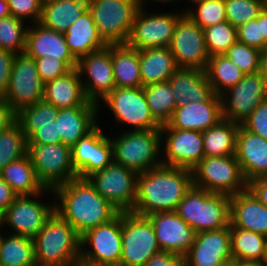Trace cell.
Wrapping results in <instances>:
<instances>
[{"label": "cell", "mask_w": 267, "mask_h": 266, "mask_svg": "<svg viewBox=\"0 0 267 266\" xmlns=\"http://www.w3.org/2000/svg\"><path fill=\"white\" fill-rule=\"evenodd\" d=\"M185 11L202 29L226 21L224 0H202ZM194 9V10H193Z\"/></svg>", "instance_id": "f6af8a7d"}, {"label": "cell", "mask_w": 267, "mask_h": 266, "mask_svg": "<svg viewBox=\"0 0 267 266\" xmlns=\"http://www.w3.org/2000/svg\"><path fill=\"white\" fill-rule=\"evenodd\" d=\"M32 26L28 27L25 49L29 57L36 59L49 56L61 59L70 69L77 67V59L69 51L63 33L49 29L39 22Z\"/></svg>", "instance_id": "d4e9b609"}, {"label": "cell", "mask_w": 267, "mask_h": 266, "mask_svg": "<svg viewBox=\"0 0 267 266\" xmlns=\"http://www.w3.org/2000/svg\"><path fill=\"white\" fill-rule=\"evenodd\" d=\"M261 36H264V41L267 44V5L261 11Z\"/></svg>", "instance_id": "91938a15"}, {"label": "cell", "mask_w": 267, "mask_h": 266, "mask_svg": "<svg viewBox=\"0 0 267 266\" xmlns=\"http://www.w3.org/2000/svg\"><path fill=\"white\" fill-rule=\"evenodd\" d=\"M29 266H43V265H41V264H39V263H37V262H34L33 264H31V265H29Z\"/></svg>", "instance_id": "003e7915"}, {"label": "cell", "mask_w": 267, "mask_h": 266, "mask_svg": "<svg viewBox=\"0 0 267 266\" xmlns=\"http://www.w3.org/2000/svg\"><path fill=\"white\" fill-rule=\"evenodd\" d=\"M230 260V226L196 233L195 241L184 256L185 266H221Z\"/></svg>", "instance_id": "603a6c76"}, {"label": "cell", "mask_w": 267, "mask_h": 266, "mask_svg": "<svg viewBox=\"0 0 267 266\" xmlns=\"http://www.w3.org/2000/svg\"><path fill=\"white\" fill-rule=\"evenodd\" d=\"M101 102L112 111L117 125L118 123L128 125L132 131L161 128V125L150 113L143 87H115L100 101L98 110L101 109Z\"/></svg>", "instance_id": "8fae6325"}, {"label": "cell", "mask_w": 267, "mask_h": 266, "mask_svg": "<svg viewBox=\"0 0 267 266\" xmlns=\"http://www.w3.org/2000/svg\"><path fill=\"white\" fill-rule=\"evenodd\" d=\"M59 109L44 100L22 108L17 112L16 121L20 124L24 135L28 139L37 129V125L51 124L57 119Z\"/></svg>", "instance_id": "60d3db41"}, {"label": "cell", "mask_w": 267, "mask_h": 266, "mask_svg": "<svg viewBox=\"0 0 267 266\" xmlns=\"http://www.w3.org/2000/svg\"><path fill=\"white\" fill-rule=\"evenodd\" d=\"M43 100L58 109L73 107H98L87 100L77 68L44 84Z\"/></svg>", "instance_id": "4316f807"}, {"label": "cell", "mask_w": 267, "mask_h": 266, "mask_svg": "<svg viewBox=\"0 0 267 266\" xmlns=\"http://www.w3.org/2000/svg\"><path fill=\"white\" fill-rule=\"evenodd\" d=\"M161 128L155 130H129L110 140L114 162L137 174L162 165ZM160 153V154H159Z\"/></svg>", "instance_id": "5b68a950"}, {"label": "cell", "mask_w": 267, "mask_h": 266, "mask_svg": "<svg viewBox=\"0 0 267 266\" xmlns=\"http://www.w3.org/2000/svg\"><path fill=\"white\" fill-rule=\"evenodd\" d=\"M152 223L161 251L184 257L195 241L196 232L175 211L151 213Z\"/></svg>", "instance_id": "7402d4cb"}, {"label": "cell", "mask_w": 267, "mask_h": 266, "mask_svg": "<svg viewBox=\"0 0 267 266\" xmlns=\"http://www.w3.org/2000/svg\"><path fill=\"white\" fill-rule=\"evenodd\" d=\"M86 10L88 3L78 0H43L39 23L64 34Z\"/></svg>", "instance_id": "1f68e13d"}, {"label": "cell", "mask_w": 267, "mask_h": 266, "mask_svg": "<svg viewBox=\"0 0 267 266\" xmlns=\"http://www.w3.org/2000/svg\"><path fill=\"white\" fill-rule=\"evenodd\" d=\"M112 68L116 87H143L139 50L127 44H112Z\"/></svg>", "instance_id": "d6a6232c"}, {"label": "cell", "mask_w": 267, "mask_h": 266, "mask_svg": "<svg viewBox=\"0 0 267 266\" xmlns=\"http://www.w3.org/2000/svg\"><path fill=\"white\" fill-rule=\"evenodd\" d=\"M241 125L267 140V99L262 101Z\"/></svg>", "instance_id": "f907efd6"}, {"label": "cell", "mask_w": 267, "mask_h": 266, "mask_svg": "<svg viewBox=\"0 0 267 266\" xmlns=\"http://www.w3.org/2000/svg\"><path fill=\"white\" fill-rule=\"evenodd\" d=\"M226 21L234 27L258 18L266 0H224Z\"/></svg>", "instance_id": "ee69618b"}, {"label": "cell", "mask_w": 267, "mask_h": 266, "mask_svg": "<svg viewBox=\"0 0 267 266\" xmlns=\"http://www.w3.org/2000/svg\"><path fill=\"white\" fill-rule=\"evenodd\" d=\"M149 110L160 124H166L172 117L177 103L169 81L149 84L143 87Z\"/></svg>", "instance_id": "f35d334b"}, {"label": "cell", "mask_w": 267, "mask_h": 266, "mask_svg": "<svg viewBox=\"0 0 267 266\" xmlns=\"http://www.w3.org/2000/svg\"><path fill=\"white\" fill-rule=\"evenodd\" d=\"M190 1V0H189ZM199 1H202V0H191V2L194 4L196 2H199Z\"/></svg>", "instance_id": "89a4df30"}, {"label": "cell", "mask_w": 267, "mask_h": 266, "mask_svg": "<svg viewBox=\"0 0 267 266\" xmlns=\"http://www.w3.org/2000/svg\"><path fill=\"white\" fill-rule=\"evenodd\" d=\"M161 136V148L164 149L161 151L165 153L161 158L163 165L192 170L205 157L200 131L161 129Z\"/></svg>", "instance_id": "ffe728a7"}, {"label": "cell", "mask_w": 267, "mask_h": 266, "mask_svg": "<svg viewBox=\"0 0 267 266\" xmlns=\"http://www.w3.org/2000/svg\"><path fill=\"white\" fill-rule=\"evenodd\" d=\"M236 266H265V263L259 261L236 259Z\"/></svg>", "instance_id": "6125c7cd"}, {"label": "cell", "mask_w": 267, "mask_h": 266, "mask_svg": "<svg viewBox=\"0 0 267 266\" xmlns=\"http://www.w3.org/2000/svg\"><path fill=\"white\" fill-rule=\"evenodd\" d=\"M232 259L259 261L267 257V237L241 228H230Z\"/></svg>", "instance_id": "d590c367"}, {"label": "cell", "mask_w": 267, "mask_h": 266, "mask_svg": "<svg viewBox=\"0 0 267 266\" xmlns=\"http://www.w3.org/2000/svg\"><path fill=\"white\" fill-rule=\"evenodd\" d=\"M35 63L40 79L44 84L71 70L61 59H54L49 56L36 58Z\"/></svg>", "instance_id": "681fc988"}, {"label": "cell", "mask_w": 267, "mask_h": 266, "mask_svg": "<svg viewBox=\"0 0 267 266\" xmlns=\"http://www.w3.org/2000/svg\"><path fill=\"white\" fill-rule=\"evenodd\" d=\"M28 155L37 180L46 189L54 190L78 177L72 166L71 148L63 143L28 142Z\"/></svg>", "instance_id": "ba28073f"}, {"label": "cell", "mask_w": 267, "mask_h": 266, "mask_svg": "<svg viewBox=\"0 0 267 266\" xmlns=\"http://www.w3.org/2000/svg\"><path fill=\"white\" fill-rule=\"evenodd\" d=\"M185 13L181 12H148L140 8L135 16L127 45L137 50L157 47H169L172 41L175 25Z\"/></svg>", "instance_id": "4fadbf2b"}, {"label": "cell", "mask_w": 267, "mask_h": 266, "mask_svg": "<svg viewBox=\"0 0 267 266\" xmlns=\"http://www.w3.org/2000/svg\"><path fill=\"white\" fill-rule=\"evenodd\" d=\"M98 111V107L59 109L55 122L61 142L72 148L81 138L90 133L99 125Z\"/></svg>", "instance_id": "83f0119b"}, {"label": "cell", "mask_w": 267, "mask_h": 266, "mask_svg": "<svg viewBox=\"0 0 267 266\" xmlns=\"http://www.w3.org/2000/svg\"><path fill=\"white\" fill-rule=\"evenodd\" d=\"M64 36L69 51L77 60L108 45L100 36L89 10L67 28Z\"/></svg>", "instance_id": "f546056e"}, {"label": "cell", "mask_w": 267, "mask_h": 266, "mask_svg": "<svg viewBox=\"0 0 267 266\" xmlns=\"http://www.w3.org/2000/svg\"><path fill=\"white\" fill-rule=\"evenodd\" d=\"M230 198L192 185L175 212L196 233L222 229L230 226Z\"/></svg>", "instance_id": "277c9868"}, {"label": "cell", "mask_w": 267, "mask_h": 266, "mask_svg": "<svg viewBox=\"0 0 267 266\" xmlns=\"http://www.w3.org/2000/svg\"><path fill=\"white\" fill-rule=\"evenodd\" d=\"M205 73L213 93L217 95L235 86L245 76V73L225 55L211 56Z\"/></svg>", "instance_id": "8d00e7d4"}, {"label": "cell", "mask_w": 267, "mask_h": 266, "mask_svg": "<svg viewBox=\"0 0 267 266\" xmlns=\"http://www.w3.org/2000/svg\"><path fill=\"white\" fill-rule=\"evenodd\" d=\"M98 125L72 148V166L77 176L87 179L114 162L113 146Z\"/></svg>", "instance_id": "d6986e66"}, {"label": "cell", "mask_w": 267, "mask_h": 266, "mask_svg": "<svg viewBox=\"0 0 267 266\" xmlns=\"http://www.w3.org/2000/svg\"><path fill=\"white\" fill-rule=\"evenodd\" d=\"M23 20L8 15L0 19V49L14 54L24 53L26 49L28 26Z\"/></svg>", "instance_id": "b9f144b4"}, {"label": "cell", "mask_w": 267, "mask_h": 266, "mask_svg": "<svg viewBox=\"0 0 267 266\" xmlns=\"http://www.w3.org/2000/svg\"><path fill=\"white\" fill-rule=\"evenodd\" d=\"M14 57L13 52L0 49V97H3L7 91Z\"/></svg>", "instance_id": "f5cc1de1"}, {"label": "cell", "mask_w": 267, "mask_h": 266, "mask_svg": "<svg viewBox=\"0 0 267 266\" xmlns=\"http://www.w3.org/2000/svg\"><path fill=\"white\" fill-rule=\"evenodd\" d=\"M193 185L192 170L160 165L137 176V196L132 210L139 216L176 211Z\"/></svg>", "instance_id": "7a4b0ae2"}, {"label": "cell", "mask_w": 267, "mask_h": 266, "mask_svg": "<svg viewBox=\"0 0 267 266\" xmlns=\"http://www.w3.org/2000/svg\"><path fill=\"white\" fill-rule=\"evenodd\" d=\"M35 262L33 238L2 234L0 247L1 266H29Z\"/></svg>", "instance_id": "74e56055"}, {"label": "cell", "mask_w": 267, "mask_h": 266, "mask_svg": "<svg viewBox=\"0 0 267 266\" xmlns=\"http://www.w3.org/2000/svg\"><path fill=\"white\" fill-rule=\"evenodd\" d=\"M17 113L9 103L0 97V132L8 129L16 122Z\"/></svg>", "instance_id": "11a10c76"}, {"label": "cell", "mask_w": 267, "mask_h": 266, "mask_svg": "<svg viewBox=\"0 0 267 266\" xmlns=\"http://www.w3.org/2000/svg\"><path fill=\"white\" fill-rule=\"evenodd\" d=\"M260 73L267 87V45L260 50Z\"/></svg>", "instance_id": "680465c9"}, {"label": "cell", "mask_w": 267, "mask_h": 266, "mask_svg": "<svg viewBox=\"0 0 267 266\" xmlns=\"http://www.w3.org/2000/svg\"><path fill=\"white\" fill-rule=\"evenodd\" d=\"M140 7L137 0H90L91 12L98 32L109 44H126Z\"/></svg>", "instance_id": "8992f818"}, {"label": "cell", "mask_w": 267, "mask_h": 266, "mask_svg": "<svg viewBox=\"0 0 267 266\" xmlns=\"http://www.w3.org/2000/svg\"><path fill=\"white\" fill-rule=\"evenodd\" d=\"M237 41L258 50L264 49L267 44L264 41V36H261V12L257 19L237 27Z\"/></svg>", "instance_id": "c3c4849f"}, {"label": "cell", "mask_w": 267, "mask_h": 266, "mask_svg": "<svg viewBox=\"0 0 267 266\" xmlns=\"http://www.w3.org/2000/svg\"><path fill=\"white\" fill-rule=\"evenodd\" d=\"M169 48L178 68L205 71L210 56L206 48L204 30L185 13L175 25Z\"/></svg>", "instance_id": "2e32d148"}, {"label": "cell", "mask_w": 267, "mask_h": 266, "mask_svg": "<svg viewBox=\"0 0 267 266\" xmlns=\"http://www.w3.org/2000/svg\"><path fill=\"white\" fill-rule=\"evenodd\" d=\"M245 74L260 72V50L236 41L224 54Z\"/></svg>", "instance_id": "bcb514c9"}, {"label": "cell", "mask_w": 267, "mask_h": 266, "mask_svg": "<svg viewBox=\"0 0 267 266\" xmlns=\"http://www.w3.org/2000/svg\"><path fill=\"white\" fill-rule=\"evenodd\" d=\"M177 104L204 102L212 94L205 71L195 68H177L169 78Z\"/></svg>", "instance_id": "f1b7e54d"}, {"label": "cell", "mask_w": 267, "mask_h": 266, "mask_svg": "<svg viewBox=\"0 0 267 266\" xmlns=\"http://www.w3.org/2000/svg\"><path fill=\"white\" fill-rule=\"evenodd\" d=\"M193 185L229 196L247 189L236 155L204 157L193 169Z\"/></svg>", "instance_id": "52a82bcc"}, {"label": "cell", "mask_w": 267, "mask_h": 266, "mask_svg": "<svg viewBox=\"0 0 267 266\" xmlns=\"http://www.w3.org/2000/svg\"><path fill=\"white\" fill-rule=\"evenodd\" d=\"M46 192L54 196V191L46 188L35 195L17 196L1 215L2 227L8 225L7 227L12 228L14 231L10 234L34 238L55 212V197L52 198L53 202L48 203L36 199Z\"/></svg>", "instance_id": "30bf717a"}, {"label": "cell", "mask_w": 267, "mask_h": 266, "mask_svg": "<svg viewBox=\"0 0 267 266\" xmlns=\"http://www.w3.org/2000/svg\"><path fill=\"white\" fill-rule=\"evenodd\" d=\"M18 195L12 190L8 183L0 176V214L14 202Z\"/></svg>", "instance_id": "6f0895ef"}, {"label": "cell", "mask_w": 267, "mask_h": 266, "mask_svg": "<svg viewBox=\"0 0 267 266\" xmlns=\"http://www.w3.org/2000/svg\"><path fill=\"white\" fill-rule=\"evenodd\" d=\"M223 119L220 95L213 93L204 102L178 104L171 119L161 129L204 132Z\"/></svg>", "instance_id": "44dd1931"}, {"label": "cell", "mask_w": 267, "mask_h": 266, "mask_svg": "<svg viewBox=\"0 0 267 266\" xmlns=\"http://www.w3.org/2000/svg\"><path fill=\"white\" fill-rule=\"evenodd\" d=\"M74 266H116V265L97 263V262L88 261L86 259L79 258Z\"/></svg>", "instance_id": "94428289"}, {"label": "cell", "mask_w": 267, "mask_h": 266, "mask_svg": "<svg viewBox=\"0 0 267 266\" xmlns=\"http://www.w3.org/2000/svg\"><path fill=\"white\" fill-rule=\"evenodd\" d=\"M28 155V140L16 121L0 132V172L12 161Z\"/></svg>", "instance_id": "ab89813d"}, {"label": "cell", "mask_w": 267, "mask_h": 266, "mask_svg": "<svg viewBox=\"0 0 267 266\" xmlns=\"http://www.w3.org/2000/svg\"><path fill=\"white\" fill-rule=\"evenodd\" d=\"M247 188L267 207V177L257 178L249 182Z\"/></svg>", "instance_id": "9f6ffc18"}, {"label": "cell", "mask_w": 267, "mask_h": 266, "mask_svg": "<svg viewBox=\"0 0 267 266\" xmlns=\"http://www.w3.org/2000/svg\"><path fill=\"white\" fill-rule=\"evenodd\" d=\"M143 266H185L184 257L160 251L154 254Z\"/></svg>", "instance_id": "db71d44e"}, {"label": "cell", "mask_w": 267, "mask_h": 266, "mask_svg": "<svg viewBox=\"0 0 267 266\" xmlns=\"http://www.w3.org/2000/svg\"><path fill=\"white\" fill-rule=\"evenodd\" d=\"M80 235L56 211L33 238L35 262L74 266L80 258Z\"/></svg>", "instance_id": "3957f363"}, {"label": "cell", "mask_w": 267, "mask_h": 266, "mask_svg": "<svg viewBox=\"0 0 267 266\" xmlns=\"http://www.w3.org/2000/svg\"><path fill=\"white\" fill-rule=\"evenodd\" d=\"M44 83L37 71L35 59L25 52L15 54L8 88L4 98L17 113L24 107L43 100Z\"/></svg>", "instance_id": "5bb4252c"}, {"label": "cell", "mask_w": 267, "mask_h": 266, "mask_svg": "<svg viewBox=\"0 0 267 266\" xmlns=\"http://www.w3.org/2000/svg\"><path fill=\"white\" fill-rule=\"evenodd\" d=\"M53 191L55 211L80 236L91 228L110 222L120 213L88 179L77 177Z\"/></svg>", "instance_id": "6da1fadb"}, {"label": "cell", "mask_w": 267, "mask_h": 266, "mask_svg": "<svg viewBox=\"0 0 267 266\" xmlns=\"http://www.w3.org/2000/svg\"><path fill=\"white\" fill-rule=\"evenodd\" d=\"M38 129L27 139L28 142H40L47 144L62 143L58 134L57 123L37 125Z\"/></svg>", "instance_id": "816d5d0a"}, {"label": "cell", "mask_w": 267, "mask_h": 266, "mask_svg": "<svg viewBox=\"0 0 267 266\" xmlns=\"http://www.w3.org/2000/svg\"><path fill=\"white\" fill-rule=\"evenodd\" d=\"M2 228V220H1V214H0V229Z\"/></svg>", "instance_id": "2644e50d"}, {"label": "cell", "mask_w": 267, "mask_h": 266, "mask_svg": "<svg viewBox=\"0 0 267 266\" xmlns=\"http://www.w3.org/2000/svg\"><path fill=\"white\" fill-rule=\"evenodd\" d=\"M223 118L241 125L267 99V87L260 72L245 74L221 95Z\"/></svg>", "instance_id": "e0dca14e"}, {"label": "cell", "mask_w": 267, "mask_h": 266, "mask_svg": "<svg viewBox=\"0 0 267 266\" xmlns=\"http://www.w3.org/2000/svg\"><path fill=\"white\" fill-rule=\"evenodd\" d=\"M76 68L84 94L90 102L99 104L116 87L112 68V44L80 57Z\"/></svg>", "instance_id": "9a60e30c"}, {"label": "cell", "mask_w": 267, "mask_h": 266, "mask_svg": "<svg viewBox=\"0 0 267 266\" xmlns=\"http://www.w3.org/2000/svg\"><path fill=\"white\" fill-rule=\"evenodd\" d=\"M139 63L142 86L166 82L178 68L169 47L139 50Z\"/></svg>", "instance_id": "4dcf8cb0"}, {"label": "cell", "mask_w": 267, "mask_h": 266, "mask_svg": "<svg viewBox=\"0 0 267 266\" xmlns=\"http://www.w3.org/2000/svg\"><path fill=\"white\" fill-rule=\"evenodd\" d=\"M122 253L119 266H143L161 251L147 216L121 213Z\"/></svg>", "instance_id": "9c48e42d"}, {"label": "cell", "mask_w": 267, "mask_h": 266, "mask_svg": "<svg viewBox=\"0 0 267 266\" xmlns=\"http://www.w3.org/2000/svg\"><path fill=\"white\" fill-rule=\"evenodd\" d=\"M0 176L18 196L35 195L45 189L37 180L29 155L7 164L0 172Z\"/></svg>", "instance_id": "836d02e7"}, {"label": "cell", "mask_w": 267, "mask_h": 266, "mask_svg": "<svg viewBox=\"0 0 267 266\" xmlns=\"http://www.w3.org/2000/svg\"><path fill=\"white\" fill-rule=\"evenodd\" d=\"M230 228H241L267 237V207L248 188L230 198Z\"/></svg>", "instance_id": "484cf974"}, {"label": "cell", "mask_w": 267, "mask_h": 266, "mask_svg": "<svg viewBox=\"0 0 267 266\" xmlns=\"http://www.w3.org/2000/svg\"><path fill=\"white\" fill-rule=\"evenodd\" d=\"M2 230L0 229V247H1V243H2Z\"/></svg>", "instance_id": "a7ac6f4b"}, {"label": "cell", "mask_w": 267, "mask_h": 266, "mask_svg": "<svg viewBox=\"0 0 267 266\" xmlns=\"http://www.w3.org/2000/svg\"><path fill=\"white\" fill-rule=\"evenodd\" d=\"M236 159L246 183L267 177V140L242 125L236 136Z\"/></svg>", "instance_id": "cb8c5ba5"}, {"label": "cell", "mask_w": 267, "mask_h": 266, "mask_svg": "<svg viewBox=\"0 0 267 266\" xmlns=\"http://www.w3.org/2000/svg\"><path fill=\"white\" fill-rule=\"evenodd\" d=\"M137 1H138V4H139V7H140V8H146V7H144V6H145L144 3H146V2H144L145 0H137ZM151 1H154V3H155V2H157V3H160V2H161V3H162V2L164 3V2H166V3L168 4V2H169V3H171V2L174 3V2H177V1H179V0H177V1H176V0H151Z\"/></svg>", "instance_id": "e7e4bbea"}, {"label": "cell", "mask_w": 267, "mask_h": 266, "mask_svg": "<svg viewBox=\"0 0 267 266\" xmlns=\"http://www.w3.org/2000/svg\"><path fill=\"white\" fill-rule=\"evenodd\" d=\"M137 176L134 171L113 162L87 179L103 198L123 213L132 212L134 208Z\"/></svg>", "instance_id": "7c38bea8"}, {"label": "cell", "mask_w": 267, "mask_h": 266, "mask_svg": "<svg viewBox=\"0 0 267 266\" xmlns=\"http://www.w3.org/2000/svg\"><path fill=\"white\" fill-rule=\"evenodd\" d=\"M78 1H81V2H86V3H88L90 0H78Z\"/></svg>", "instance_id": "8c879c8a"}, {"label": "cell", "mask_w": 267, "mask_h": 266, "mask_svg": "<svg viewBox=\"0 0 267 266\" xmlns=\"http://www.w3.org/2000/svg\"><path fill=\"white\" fill-rule=\"evenodd\" d=\"M10 15L7 0H0V19Z\"/></svg>", "instance_id": "be15d7a7"}, {"label": "cell", "mask_w": 267, "mask_h": 266, "mask_svg": "<svg viewBox=\"0 0 267 266\" xmlns=\"http://www.w3.org/2000/svg\"><path fill=\"white\" fill-rule=\"evenodd\" d=\"M7 2L11 16L23 21L28 19L31 25L40 21L43 0H7Z\"/></svg>", "instance_id": "7dc6e473"}, {"label": "cell", "mask_w": 267, "mask_h": 266, "mask_svg": "<svg viewBox=\"0 0 267 266\" xmlns=\"http://www.w3.org/2000/svg\"><path fill=\"white\" fill-rule=\"evenodd\" d=\"M238 129L239 124L223 118L202 132L205 157L234 155Z\"/></svg>", "instance_id": "e575fe53"}, {"label": "cell", "mask_w": 267, "mask_h": 266, "mask_svg": "<svg viewBox=\"0 0 267 266\" xmlns=\"http://www.w3.org/2000/svg\"><path fill=\"white\" fill-rule=\"evenodd\" d=\"M204 37L209 56L224 55L237 41V28L229 22H220L204 28Z\"/></svg>", "instance_id": "7bdbcfd3"}, {"label": "cell", "mask_w": 267, "mask_h": 266, "mask_svg": "<svg viewBox=\"0 0 267 266\" xmlns=\"http://www.w3.org/2000/svg\"><path fill=\"white\" fill-rule=\"evenodd\" d=\"M80 258L119 266L122 253L121 213L80 237ZM89 246V247H88Z\"/></svg>", "instance_id": "ac0fdd59"}, {"label": "cell", "mask_w": 267, "mask_h": 266, "mask_svg": "<svg viewBox=\"0 0 267 266\" xmlns=\"http://www.w3.org/2000/svg\"><path fill=\"white\" fill-rule=\"evenodd\" d=\"M221 266H236V259H232L226 263H223Z\"/></svg>", "instance_id": "03108f58"}]
</instances>
